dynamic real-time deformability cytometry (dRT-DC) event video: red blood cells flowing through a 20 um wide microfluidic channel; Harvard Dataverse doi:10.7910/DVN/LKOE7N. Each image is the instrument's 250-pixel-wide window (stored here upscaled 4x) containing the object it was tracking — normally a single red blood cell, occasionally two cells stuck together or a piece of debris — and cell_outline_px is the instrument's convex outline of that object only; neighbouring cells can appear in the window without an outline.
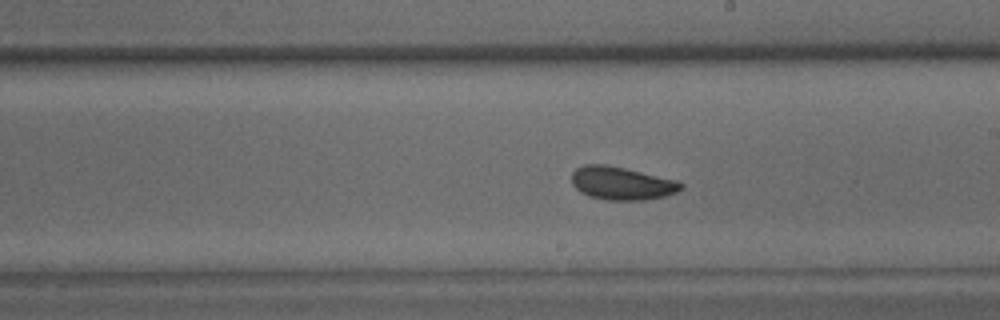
{"species": "common noctule bat (a hibernating species)", "species_latin": "Nyctalus noctula", "temperature_condition": "warm", "stored_images_in_passage": 52, "camera_frame_rate_fps": 3000, "um_per_image_px": 0.085, "animal": {"sex": "male", "body_mass_g": 15.6}, "frame": {"image": 1, "passage_image": 29, "time_ms": 9.333, "image_size_px": [1000, 320], "cell_outline_px": [[684, 188], [676, 192], [664, 196], [644, 200], [608, 200], [588, 196], [580, 192], [572, 184], [572, 172], [576, 168], [584, 164], [604, 164], [624, 168], [676, 180], [684, 184]], "centroid_in_image_um": [52.82, 15.58], "position_along_channel_um": 236.2, "area_um2": 21.04}}
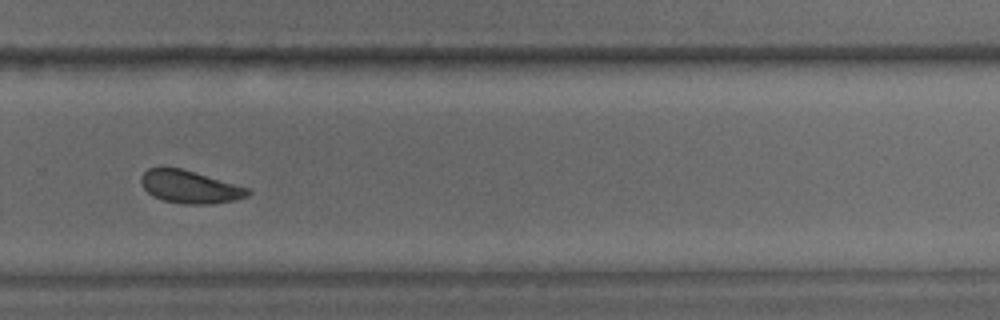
{"frame": {"image": 2, "passage_image": 35, "time_ms": 11.333, "image_size_px": [1000, 320], "cell_outline_px": [[252, 192], [248, 196], [236, 200], [212, 204], [184, 204], [164, 200], [152, 196], [140, 184], [140, 176], [148, 168], [180, 168], [248, 188]], "centroid_in_image_um": [16.12, 15.9], "position_along_channel_um": 313.7, "area_um2": 20.17}}
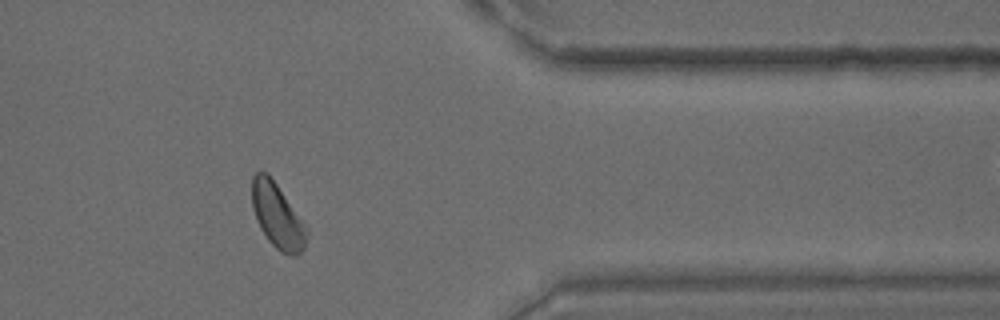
{"frame": {"image": 3, "passage_image": 42, "time_ms": 13.667, "image_size_px": [1000, 320], "cell_outline_px": [[308, 232], [304, 248], [296, 256], [288, 256], [280, 252], [268, 240], [260, 228], [256, 220], [252, 204], [252, 176], [260, 168], [268, 172], [308, 228]], "centroid_in_image_um": [23.57, 18.33], "position_along_channel_um": 387.8, "area_um2": 20.87}, "authors_computed_cell_mechanics": {"area_um2": 20.8947, "velocity_mm_per_s": 3.8897, "shape_relaxation_time_tau1_ms": 3.4388, "shape_relaxation_time_tau2_ms": 3.3155, "deformation_change_tau1": 0.0811, "deformation_change_tau2": 0.0681}}